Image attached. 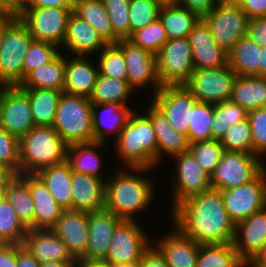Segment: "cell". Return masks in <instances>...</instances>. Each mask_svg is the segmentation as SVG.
Here are the masks:
<instances>
[{
	"label": "cell",
	"instance_id": "obj_1",
	"mask_svg": "<svg viewBox=\"0 0 266 267\" xmlns=\"http://www.w3.org/2000/svg\"><path fill=\"white\" fill-rule=\"evenodd\" d=\"M171 218L173 226L199 245L233 242L235 223L225 209L221 190L211 188L181 201Z\"/></svg>",
	"mask_w": 266,
	"mask_h": 267
},
{
	"label": "cell",
	"instance_id": "obj_2",
	"mask_svg": "<svg viewBox=\"0 0 266 267\" xmlns=\"http://www.w3.org/2000/svg\"><path fill=\"white\" fill-rule=\"evenodd\" d=\"M134 114L130 115L115 144L128 167L143 173L158 162L157 140L150 119L144 114Z\"/></svg>",
	"mask_w": 266,
	"mask_h": 267
},
{
	"label": "cell",
	"instance_id": "obj_3",
	"mask_svg": "<svg viewBox=\"0 0 266 267\" xmlns=\"http://www.w3.org/2000/svg\"><path fill=\"white\" fill-rule=\"evenodd\" d=\"M151 183L152 181L136 175L135 172L132 174L129 170H120L114 178L106 181L104 209L123 220H134L135 213L149 207L154 199V186Z\"/></svg>",
	"mask_w": 266,
	"mask_h": 267
},
{
	"label": "cell",
	"instance_id": "obj_4",
	"mask_svg": "<svg viewBox=\"0 0 266 267\" xmlns=\"http://www.w3.org/2000/svg\"><path fill=\"white\" fill-rule=\"evenodd\" d=\"M67 147L53 127L34 126L19 138L20 175L65 162Z\"/></svg>",
	"mask_w": 266,
	"mask_h": 267
},
{
	"label": "cell",
	"instance_id": "obj_5",
	"mask_svg": "<svg viewBox=\"0 0 266 267\" xmlns=\"http://www.w3.org/2000/svg\"><path fill=\"white\" fill-rule=\"evenodd\" d=\"M92 104L89 97L62 93L52 127L67 145L93 141Z\"/></svg>",
	"mask_w": 266,
	"mask_h": 267
},
{
	"label": "cell",
	"instance_id": "obj_6",
	"mask_svg": "<svg viewBox=\"0 0 266 267\" xmlns=\"http://www.w3.org/2000/svg\"><path fill=\"white\" fill-rule=\"evenodd\" d=\"M33 40L18 17L5 29L0 48V86L21 84L25 54Z\"/></svg>",
	"mask_w": 266,
	"mask_h": 267
},
{
	"label": "cell",
	"instance_id": "obj_7",
	"mask_svg": "<svg viewBox=\"0 0 266 267\" xmlns=\"http://www.w3.org/2000/svg\"><path fill=\"white\" fill-rule=\"evenodd\" d=\"M261 158L246 152L224 150L210 176L212 189H232L254 180L264 170Z\"/></svg>",
	"mask_w": 266,
	"mask_h": 267
},
{
	"label": "cell",
	"instance_id": "obj_8",
	"mask_svg": "<svg viewBox=\"0 0 266 267\" xmlns=\"http://www.w3.org/2000/svg\"><path fill=\"white\" fill-rule=\"evenodd\" d=\"M156 63L162 86L184 85L195 70L188 38L169 39L156 54Z\"/></svg>",
	"mask_w": 266,
	"mask_h": 267
},
{
	"label": "cell",
	"instance_id": "obj_9",
	"mask_svg": "<svg viewBox=\"0 0 266 267\" xmlns=\"http://www.w3.org/2000/svg\"><path fill=\"white\" fill-rule=\"evenodd\" d=\"M74 8L26 7L18 16L36 41L59 47L64 40L68 19Z\"/></svg>",
	"mask_w": 266,
	"mask_h": 267
},
{
	"label": "cell",
	"instance_id": "obj_10",
	"mask_svg": "<svg viewBox=\"0 0 266 267\" xmlns=\"http://www.w3.org/2000/svg\"><path fill=\"white\" fill-rule=\"evenodd\" d=\"M201 19L207 24L216 43L227 53L247 35L249 19L242 8L233 3L216 4Z\"/></svg>",
	"mask_w": 266,
	"mask_h": 267
},
{
	"label": "cell",
	"instance_id": "obj_11",
	"mask_svg": "<svg viewBox=\"0 0 266 267\" xmlns=\"http://www.w3.org/2000/svg\"><path fill=\"white\" fill-rule=\"evenodd\" d=\"M236 73L224 65L216 69H195L184 86L201 103H222L230 100Z\"/></svg>",
	"mask_w": 266,
	"mask_h": 267
},
{
	"label": "cell",
	"instance_id": "obj_12",
	"mask_svg": "<svg viewBox=\"0 0 266 267\" xmlns=\"http://www.w3.org/2000/svg\"><path fill=\"white\" fill-rule=\"evenodd\" d=\"M137 220H122L116 227L108 252L103 260L111 266L140 262L145 251L152 245L148 234L141 229Z\"/></svg>",
	"mask_w": 266,
	"mask_h": 267
},
{
	"label": "cell",
	"instance_id": "obj_13",
	"mask_svg": "<svg viewBox=\"0 0 266 267\" xmlns=\"http://www.w3.org/2000/svg\"><path fill=\"white\" fill-rule=\"evenodd\" d=\"M225 209L236 224L266 207V171L236 188L222 190Z\"/></svg>",
	"mask_w": 266,
	"mask_h": 267
},
{
	"label": "cell",
	"instance_id": "obj_14",
	"mask_svg": "<svg viewBox=\"0 0 266 267\" xmlns=\"http://www.w3.org/2000/svg\"><path fill=\"white\" fill-rule=\"evenodd\" d=\"M152 103L164 114L169 125L187 136L191 110L197 99L184 85H167L154 94Z\"/></svg>",
	"mask_w": 266,
	"mask_h": 267
},
{
	"label": "cell",
	"instance_id": "obj_15",
	"mask_svg": "<svg viewBox=\"0 0 266 267\" xmlns=\"http://www.w3.org/2000/svg\"><path fill=\"white\" fill-rule=\"evenodd\" d=\"M0 126L18 138L35 126L28 95L19 86H1Z\"/></svg>",
	"mask_w": 266,
	"mask_h": 267
},
{
	"label": "cell",
	"instance_id": "obj_16",
	"mask_svg": "<svg viewBox=\"0 0 266 267\" xmlns=\"http://www.w3.org/2000/svg\"><path fill=\"white\" fill-rule=\"evenodd\" d=\"M116 45L123 51L130 86L135 90L150 83L154 86L153 94L157 93L162 85L157 74L156 55L134 45L128 39H121Z\"/></svg>",
	"mask_w": 266,
	"mask_h": 267
},
{
	"label": "cell",
	"instance_id": "obj_17",
	"mask_svg": "<svg viewBox=\"0 0 266 267\" xmlns=\"http://www.w3.org/2000/svg\"><path fill=\"white\" fill-rule=\"evenodd\" d=\"M177 167L174 187V206L181 201L212 188L210 175L205 172L190 150L173 157Z\"/></svg>",
	"mask_w": 266,
	"mask_h": 267
},
{
	"label": "cell",
	"instance_id": "obj_18",
	"mask_svg": "<svg viewBox=\"0 0 266 267\" xmlns=\"http://www.w3.org/2000/svg\"><path fill=\"white\" fill-rule=\"evenodd\" d=\"M52 230L66 245L75 260L86 258L88 212L64 210Z\"/></svg>",
	"mask_w": 266,
	"mask_h": 267
},
{
	"label": "cell",
	"instance_id": "obj_19",
	"mask_svg": "<svg viewBox=\"0 0 266 267\" xmlns=\"http://www.w3.org/2000/svg\"><path fill=\"white\" fill-rule=\"evenodd\" d=\"M195 69H216L228 64V53L213 38L200 19L188 35Z\"/></svg>",
	"mask_w": 266,
	"mask_h": 267
},
{
	"label": "cell",
	"instance_id": "obj_20",
	"mask_svg": "<svg viewBox=\"0 0 266 267\" xmlns=\"http://www.w3.org/2000/svg\"><path fill=\"white\" fill-rule=\"evenodd\" d=\"M71 210L95 212L105 207L106 182L85 173L72 172Z\"/></svg>",
	"mask_w": 266,
	"mask_h": 267
},
{
	"label": "cell",
	"instance_id": "obj_21",
	"mask_svg": "<svg viewBox=\"0 0 266 267\" xmlns=\"http://www.w3.org/2000/svg\"><path fill=\"white\" fill-rule=\"evenodd\" d=\"M123 219L106 209L88 213L87 259H104L117 225Z\"/></svg>",
	"mask_w": 266,
	"mask_h": 267
},
{
	"label": "cell",
	"instance_id": "obj_22",
	"mask_svg": "<svg viewBox=\"0 0 266 267\" xmlns=\"http://www.w3.org/2000/svg\"><path fill=\"white\" fill-rule=\"evenodd\" d=\"M232 243L245 262L257 253L266 243V207L235 224Z\"/></svg>",
	"mask_w": 266,
	"mask_h": 267
},
{
	"label": "cell",
	"instance_id": "obj_23",
	"mask_svg": "<svg viewBox=\"0 0 266 267\" xmlns=\"http://www.w3.org/2000/svg\"><path fill=\"white\" fill-rule=\"evenodd\" d=\"M21 176L29 184L35 203L33 229H52L65 209L54 200L47 186L36 174Z\"/></svg>",
	"mask_w": 266,
	"mask_h": 267
},
{
	"label": "cell",
	"instance_id": "obj_24",
	"mask_svg": "<svg viewBox=\"0 0 266 267\" xmlns=\"http://www.w3.org/2000/svg\"><path fill=\"white\" fill-rule=\"evenodd\" d=\"M25 246L40 262H76L66 245L52 229H28L24 238Z\"/></svg>",
	"mask_w": 266,
	"mask_h": 267
},
{
	"label": "cell",
	"instance_id": "obj_25",
	"mask_svg": "<svg viewBox=\"0 0 266 267\" xmlns=\"http://www.w3.org/2000/svg\"><path fill=\"white\" fill-rule=\"evenodd\" d=\"M62 44L76 56H88L107 45L95 29L74 12L68 19Z\"/></svg>",
	"mask_w": 266,
	"mask_h": 267
},
{
	"label": "cell",
	"instance_id": "obj_26",
	"mask_svg": "<svg viewBox=\"0 0 266 267\" xmlns=\"http://www.w3.org/2000/svg\"><path fill=\"white\" fill-rule=\"evenodd\" d=\"M158 240L156 247L163 254L169 267H196L199 244L184 236L175 226Z\"/></svg>",
	"mask_w": 266,
	"mask_h": 267
},
{
	"label": "cell",
	"instance_id": "obj_27",
	"mask_svg": "<svg viewBox=\"0 0 266 267\" xmlns=\"http://www.w3.org/2000/svg\"><path fill=\"white\" fill-rule=\"evenodd\" d=\"M97 67V68H96ZM99 66H93L85 56L65 57V84L63 92L70 95L90 97L93 93Z\"/></svg>",
	"mask_w": 266,
	"mask_h": 267
},
{
	"label": "cell",
	"instance_id": "obj_28",
	"mask_svg": "<svg viewBox=\"0 0 266 267\" xmlns=\"http://www.w3.org/2000/svg\"><path fill=\"white\" fill-rule=\"evenodd\" d=\"M145 114L151 121L158 147V161L161 160L163 152L171 157L189 150L187 136L175 131L168 123L164 114L152 103ZM162 152V153H161ZM160 159V160H159Z\"/></svg>",
	"mask_w": 266,
	"mask_h": 267
},
{
	"label": "cell",
	"instance_id": "obj_29",
	"mask_svg": "<svg viewBox=\"0 0 266 267\" xmlns=\"http://www.w3.org/2000/svg\"><path fill=\"white\" fill-rule=\"evenodd\" d=\"M98 108L102 109L100 115ZM132 113L127 105L119 103L92 104L93 141L105 143L106 133L110 132L116 134L115 139L118 138Z\"/></svg>",
	"mask_w": 266,
	"mask_h": 267
},
{
	"label": "cell",
	"instance_id": "obj_30",
	"mask_svg": "<svg viewBox=\"0 0 266 267\" xmlns=\"http://www.w3.org/2000/svg\"><path fill=\"white\" fill-rule=\"evenodd\" d=\"M261 47L248 35L228 52V65L237 76H260Z\"/></svg>",
	"mask_w": 266,
	"mask_h": 267
},
{
	"label": "cell",
	"instance_id": "obj_31",
	"mask_svg": "<svg viewBox=\"0 0 266 267\" xmlns=\"http://www.w3.org/2000/svg\"><path fill=\"white\" fill-rule=\"evenodd\" d=\"M36 175L47 186L54 200L65 210H71L72 170L70 164L65 161L52 165L40 170Z\"/></svg>",
	"mask_w": 266,
	"mask_h": 267
},
{
	"label": "cell",
	"instance_id": "obj_32",
	"mask_svg": "<svg viewBox=\"0 0 266 267\" xmlns=\"http://www.w3.org/2000/svg\"><path fill=\"white\" fill-rule=\"evenodd\" d=\"M169 39L188 38L201 17L189 9L174 4H163L158 16Z\"/></svg>",
	"mask_w": 266,
	"mask_h": 267
},
{
	"label": "cell",
	"instance_id": "obj_33",
	"mask_svg": "<svg viewBox=\"0 0 266 267\" xmlns=\"http://www.w3.org/2000/svg\"><path fill=\"white\" fill-rule=\"evenodd\" d=\"M230 100L247 112L266 107V77L238 76Z\"/></svg>",
	"mask_w": 266,
	"mask_h": 267
},
{
	"label": "cell",
	"instance_id": "obj_34",
	"mask_svg": "<svg viewBox=\"0 0 266 267\" xmlns=\"http://www.w3.org/2000/svg\"><path fill=\"white\" fill-rule=\"evenodd\" d=\"M73 12L88 22L107 44L120 39L114 34L111 21L102 0H74Z\"/></svg>",
	"mask_w": 266,
	"mask_h": 267
},
{
	"label": "cell",
	"instance_id": "obj_35",
	"mask_svg": "<svg viewBox=\"0 0 266 267\" xmlns=\"http://www.w3.org/2000/svg\"><path fill=\"white\" fill-rule=\"evenodd\" d=\"M65 84V57L59 53L51 62L31 71L19 85L20 88L54 89L63 91Z\"/></svg>",
	"mask_w": 266,
	"mask_h": 267
},
{
	"label": "cell",
	"instance_id": "obj_36",
	"mask_svg": "<svg viewBox=\"0 0 266 267\" xmlns=\"http://www.w3.org/2000/svg\"><path fill=\"white\" fill-rule=\"evenodd\" d=\"M21 89L28 95L35 126L52 127L63 91L46 88Z\"/></svg>",
	"mask_w": 266,
	"mask_h": 267
},
{
	"label": "cell",
	"instance_id": "obj_37",
	"mask_svg": "<svg viewBox=\"0 0 266 267\" xmlns=\"http://www.w3.org/2000/svg\"><path fill=\"white\" fill-rule=\"evenodd\" d=\"M103 142L91 141L68 145L66 161L70 164L72 172L85 173L101 179L100 168L103 161L95 150Z\"/></svg>",
	"mask_w": 266,
	"mask_h": 267
},
{
	"label": "cell",
	"instance_id": "obj_38",
	"mask_svg": "<svg viewBox=\"0 0 266 267\" xmlns=\"http://www.w3.org/2000/svg\"><path fill=\"white\" fill-rule=\"evenodd\" d=\"M6 200L14 208L18 219L27 229H33L35 203L33 201L29 184L21 176L16 175L5 189Z\"/></svg>",
	"mask_w": 266,
	"mask_h": 267
},
{
	"label": "cell",
	"instance_id": "obj_39",
	"mask_svg": "<svg viewBox=\"0 0 266 267\" xmlns=\"http://www.w3.org/2000/svg\"><path fill=\"white\" fill-rule=\"evenodd\" d=\"M232 242L223 244H200L196 267H244Z\"/></svg>",
	"mask_w": 266,
	"mask_h": 267
},
{
	"label": "cell",
	"instance_id": "obj_40",
	"mask_svg": "<svg viewBox=\"0 0 266 267\" xmlns=\"http://www.w3.org/2000/svg\"><path fill=\"white\" fill-rule=\"evenodd\" d=\"M135 91L128 80L115 79L99 73L92 95L93 104L119 103L126 105V100Z\"/></svg>",
	"mask_w": 266,
	"mask_h": 267
},
{
	"label": "cell",
	"instance_id": "obj_41",
	"mask_svg": "<svg viewBox=\"0 0 266 267\" xmlns=\"http://www.w3.org/2000/svg\"><path fill=\"white\" fill-rule=\"evenodd\" d=\"M247 117L248 112L231 100L213 104L212 139L221 141L230 126Z\"/></svg>",
	"mask_w": 266,
	"mask_h": 267
},
{
	"label": "cell",
	"instance_id": "obj_42",
	"mask_svg": "<svg viewBox=\"0 0 266 267\" xmlns=\"http://www.w3.org/2000/svg\"><path fill=\"white\" fill-rule=\"evenodd\" d=\"M27 230L11 204L6 199L0 203V244L23 245Z\"/></svg>",
	"mask_w": 266,
	"mask_h": 267
},
{
	"label": "cell",
	"instance_id": "obj_43",
	"mask_svg": "<svg viewBox=\"0 0 266 267\" xmlns=\"http://www.w3.org/2000/svg\"><path fill=\"white\" fill-rule=\"evenodd\" d=\"M213 104L198 102L191 110L187 139L189 144L212 139Z\"/></svg>",
	"mask_w": 266,
	"mask_h": 267
},
{
	"label": "cell",
	"instance_id": "obj_44",
	"mask_svg": "<svg viewBox=\"0 0 266 267\" xmlns=\"http://www.w3.org/2000/svg\"><path fill=\"white\" fill-rule=\"evenodd\" d=\"M134 45L146 49L153 54H157L162 46L168 41L164 26L159 18L143 27L134 31L128 38Z\"/></svg>",
	"mask_w": 266,
	"mask_h": 267
},
{
	"label": "cell",
	"instance_id": "obj_45",
	"mask_svg": "<svg viewBox=\"0 0 266 267\" xmlns=\"http://www.w3.org/2000/svg\"><path fill=\"white\" fill-rule=\"evenodd\" d=\"M99 73L115 79L127 80L123 51L116 44H107L98 56Z\"/></svg>",
	"mask_w": 266,
	"mask_h": 267
},
{
	"label": "cell",
	"instance_id": "obj_46",
	"mask_svg": "<svg viewBox=\"0 0 266 267\" xmlns=\"http://www.w3.org/2000/svg\"><path fill=\"white\" fill-rule=\"evenodd\" d=\"M220 142L224 150L253 154L252 134L248 117L230 126Z\"/></svg>",
	"mask_w": 266,
	"mask_h": 267
},
{
	"label": "cell",
	"instance_id": "obj_47",
	"mask_svg": "<svg viewBox=\"0 0 266 267\" xmlns=\"http://www.w3.org/2000/svg\"><path fill=\"white\" fill-rule=\"evenodd\" d=\"M189 150L202 169L210 176L216 169L224 151L221 142L214 139L191 143Z\"/></svg>",
	"mask_w": 266,
	"mask_h": 267
},
{
	"label": "cell",
	"instance_id": "obj_48",
	"mask_svg": "<svg viewBox=\"0 0 266 267\" xmlns=\"http://www.w3.org/2000/svg\"><path fill=\"white\" fill-rule=\"evenodd\" d=\"M161 6L162 4L157 0H130V36L134 31L155 21Z\"/></svg>",
	"mask_w": 266,
	"mask_h": 267
},
{
	"label": "cell",
	"instance_id": "obj_49",
	"mask_svg": "<svg viewBox=\"0 0 266 267\" xmlns=\"http://www.w3.org/2000/svg\"><path fill=\"white\" fill-rule=\"evenodd\" d=\"M114 34L121 39L130 37V0H102Z\"/></svg>",
	"mask_w": 266,
	"mask_h": 267
},
{
	"label": "cell",
	"instance_id": "obj_50",
	"mask_svg": "<svg viewBox=\"0 0 266 267\" xmlns=\"http://www.w3.org/2000/svg\"><path fill=\"white\" fill-rule=\"evenodd\" d=\"M57 48L54 44L33 40L25 54L23 80L31 71L51 62L60 53Z\"/></svg>",
	"mask_w": 266,
	"mask_h": 267
},
{
	"label": "cell",
	"instance_id": "obj_51",
	"mask_svg": "<svg viewBox=\"0 0 266 267\" xmlns=\"http://www.w3.org/2000/svg\"><path fill=\"white\" fill-rule=\"evenodd\" d=\"M0 164L20 175L19 138L0 126Z\"/></svg>",
	"mask_w": 266,
	"mask_h": 267
},
{
	"label": "cell",
	"instance_id": "obj_52",
	"mask_svg": "<svg viewBox=\"0 0 266 267\" xmlns=\"http://www.w3.org/2000/svg\"><path fill=\"white\" fill-rule=\"evenodd\" d=\"M248 121L251 127L253 154H266V107L248 112Z\"/></svg>",
	"mask_w": 266,
	"mask_h": 267
},
{
	"label": "cell",
	"instance_id": "obj_53",
	"mask_svg": "<svg viewBox=\"0 0 266 267\" xmlns=\"http://www.w3.org/2000/svg\"><path fill=\"white\" fill-rule=\"evenodd\" d=\"M232 3L241 7L249 20L266 17V0H234Z\"/></svg>",
	"mask_w": 266,
	"mask_h": 267
},
{
	"label": "cell",
	"instance_id": "obj_54",
	"mask_svg": "<svg viewBox=\"0 0 266 267\" xmlns=\"http://www.w3.org/2000/svg\"><path fill=\"white\" fill-rule=\"evenodd\" d=\"M247 35L260 47L266 46V17L250 19Z\"/></svg>",
	"mask_w": 266,
	"mask_h": 267
},
{
	"label": "cell",
	"instance_id": "obj_55",
	"mask_svg": "<svg viewBox=\"0 0 266 267\" xmlns=\"http://www.w3.org/2000/svg\"><path fill=\"white\" fill-rule=\"evenodd\" d=\"M176 4L197 13L200 17L210 13L216 6L214 0H177Z\"/></svg>",
	"mask_w": 266,
	"mask_h": 267
},
{
	"label": "cell",
	"instance_id": "obj_56",
	"mask_svg": "<svg viewBox=\"0 0 266 267\" xmlns=\"http://www.w3.org/2000/svg\"><path fill=\"white\" fill-rule=\"evenodd\" d=\"M140 267H169L165 257L158 250V248L154 246H150L140 261Z\"/></svg>",
	"mask_w": 266,
	"mask_h": 267
},
{
	"label": "cell",
	"instance_id": "obj_57",
	"mask_svg": "<svg viewBox=\"0 0 266 267\" xmlns=\"http://www.w3.org/2000/svg\"><path fill=\"white\" fill-rule=\"evenodd\" d=\"M0 267H17V245L0 244Z\"/></svg>",
	"mask_w": 266,
	"mask_h": 267
},
{
	"label": "cell",
	"instance_id": "obj_58",
	"mask_svg": "<svg viewBox=\"0 0 266 267\" xmlns=\"http://www.w3.org/2000/svg\"><path fill=\"white\" fill-rule=\"evenodd\" d=\"M41 263L23 245H17V267H40Z\"/></svg>",
	"mask_w": 266,
	"mask_h": 267
},
{
	"label": "cell",
	"instance_id": "obj_59",
	"mask_svg": "<svg viewBox=\"0 0 266 267\" xmlns=\"http://www.w3.org/2000/svg\"><path fill=\"white\" fill-rule=\"evenodd\" d=\"M74 0H28L27 7L74 8Z\"/></svg>",
	"mask_w": 266,
	"mask_h": 267
},
{
	"label": "cell",
	"instance_id": "obj_60",
	"mask_svg": "<svg viewBox=\"0 0 266 267\" xmlns=\"http://www.w3.org/2000/svg\"><path fill=\"white\" fill-rule=\"evenodd\" d=\"M2 5L13 15L18 17L27 7L28 0H0Z\"/></svg>",
	"mask_w": 266,
	"mask_h": 267
},
{
	"label": "cell",
	"instance_id": "obj_61",
	"mask_svg": "<svg viewBox=\"0 0 266 267\" xmlns=\"http://www.w3.org/2000/svg\"><path fill=\"white\" fill-rule=\"evenodd\" d=\"M75 267H112V266L103 259L80 258L76 260Z\"/></svg>",
	"mask_w": 266,
	"mask_h": 267
},
{
	"label": "cell",
	"instance_id": "obj_62",
	"mask_svg": "<svg viewBox=\"0 0 266 267\" xmlns=\"http://www.w3.org/2000/svg\"><path fill=\"white\" fill-rule=\"evenodd\" d=\"M248 263L255 267H266V243L257 251Z\"/></svg>",
	"mask_w": 266,
	"mask_h": 267
},
{
	"label": "cell",
	"instance_id": "obj_63",
	"mask_svg": "<svg viewBox=\"0 0 266 267\" xmlns=\"http://www.w3.org/2000/svg\"><path fill=\"white\" fill-rule=\"evenodd\" d=\"M16 176V174L8 167L0 164V189H6L8 183Z\"/></svg>",
	"mask_w": 266,
	"mask_h": 267
},
{
	"label": "cell",
	"instance_id": "obj_64",
	"mask_svg": "<svg viewBox=\"0 0 266 267\" xmlns=\"http://www.w3.org/2000/svg\"><path fill=\"white\" fill-rule=\"evenodd\" d=\"M12 14H0V48L4 36L5 29L16 19Z\"/></svg>",
	"mask_w": 266,
	"mask_h": 267
},
{
	"label": "cell",
	"instance_id": "obj_65",
	"mask_svg": "<svg viewBox=\"0 0 266 267\" xmlns=\"http://www.w3.org/2000/svg\"><path fill=\"white\" fill-rule=\"evenodd\" d=\"M76 262L49 261L41 263L40 267H75Z\"/></svg>",
	"mask_w": 266,
	"mask_h": 267
},
{
	"label": "cell",
	"instance_id": "obj_66",
	"mask_svg": "<svg viewBox=\"0 0 266 267\" xmlns=\"http://www.w3.org/2000/svg\"><path fill=\"white\" fill-rule=\"evenodd\" d=\"M260 76L266 77V46L261 47Z\"/></svg>",
	"mask_w": 266,
	"mask_h": 267
},
{
	"label": "cell",
	"instance_id": "obj_67",
	"mask_svg": "<svg viewBox=\"0 0 266 267\" xmlns=\"http://www.w3.org/2000/svg\"><path fill=\"white\" fill-rule=\"evenodd\" d=\"M112 267H140V262H132V263L112 265Z\"/></svg>",
	"mask_w": 266,
	"mask_h": 267
},
{
	"label": "cell",
	"instance_id": "obj_68",
	"mask_svg": "<svg viewBox=\"0 0 266 267\" xmlns=\"http://www.w3.org/2000/svg\"><path fill=\"white\" fill-rule=\"evenodd\" d=\"M0 14H11L1 3L0 1Z\"/></svg>",
	"mask_w": 266,
	"mask_h": 267
},
{
	"label": "cell",
	"instance_id": "obj_69",
	"mask_svg": "<svg viewBox=\"0 0 266 267\" xmlns=\"http://www.w3.org/2000/svg\"><path fill=\"white\" fill-rule=\"evenodd\" d=\"M157 1H159L163 5V4H174L176 3L177 0H157Z\"/></svg>",
	"mask_w": 266,
	"mask_h": 267
},
{
	"label": "cell",
	"instance_id": "obj_70",
	"mask_svg": "<svg viewBox=\"0 0 266 267\" xmlns=\"http://www.w3.org/2000/svg\"><path fill=\"white\" fill-rule=\"evenodd\" d=\"M5 199V189H0V203H2Z\"/></svg>",
	"mask_w": 266,
	"mask_h": 267
},
{
	"label": "cell",
	"instance_id": "obj_71",
	"mask_svg": "<svg viewBox=\"0 0 266 267\" xmlns=\"http://www.w3.org/2000/svg\"><path fill=\"white\" fill-rule=\"evenodd\" d=\"M216 4L232 3L234 0H214Z\"/></svg>",
	"mask_w": 266,
	"mask_h": 267
},
{
	"label": "cell",
	"instance_id": "obj_72",
	"mask_svg": "<svg viewBox=\"0 0 266 267\" xmlns=\"http://www.w3.org/2000/svg\"><path fill=\"white\" fill-rule=\"evenodd\" d=\"M1 103H2V88L0 87V114H1Z\"/></svg>",
	"mask_w": 266,
	"mask_h": 267
},
{
	"label": "cell",
	"instance_id": "obj_73",
	"mask_svg": "<svg viewBox=\"0 0 266 267\" xmlns=\"http://www.w3.org/2000/svg\"><path fill=\"white\" fill-rule=\"evenodd\" d=\"M247 266L255 267L253 265H250L248 262H245L244 267H247Z\"/></svg>",
	"mask_w": 266,
	"mask_h": 267
}]
</instances>
